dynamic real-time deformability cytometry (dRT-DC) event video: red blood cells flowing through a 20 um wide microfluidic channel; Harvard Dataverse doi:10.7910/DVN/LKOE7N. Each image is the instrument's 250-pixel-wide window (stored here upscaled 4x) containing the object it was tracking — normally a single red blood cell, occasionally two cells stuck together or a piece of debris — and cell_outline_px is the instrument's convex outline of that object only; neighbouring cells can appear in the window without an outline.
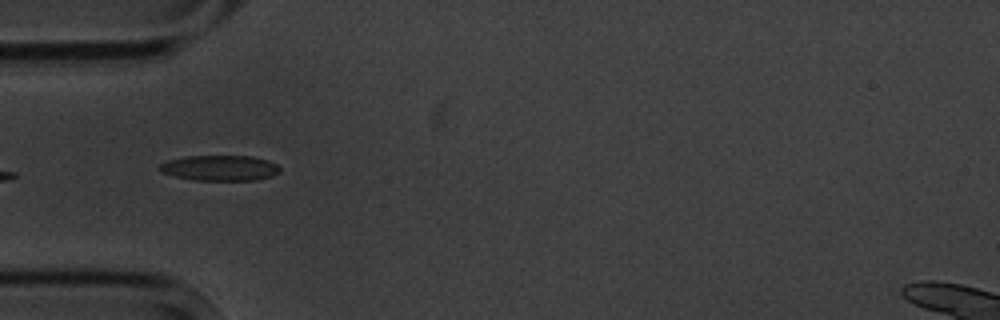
{"species": "common noctule bat (a hibernating species)", "species_latin": "Nyctalus noctula", "temperature_condition": "cold", "stored_images_in_passage": 11, "camera_frame_rate_fps": 3000, "um_per_image_px": 0.085, "animal": {"sex": "male", "body_mass_g": 20.1, "forearm_length_mm": 53.5}, "frame": {"image": 1, "passage_image": 5, "time_ms": 5.333, "image_size_px": [1000, 320], "cell_outline_px": [[280, 172], [272, 176], [256, 180], [196, 180], [176, 176], [160, 172], [156, 168], [160, 164], [168, 160], [188, 156], [252, 156], [268, 160], [276, 164], [280, 168]], "centroid_in_image_um": [18.69, 14.27], "position_along_channel_um": 66.3, "area_um2": 17.86}}
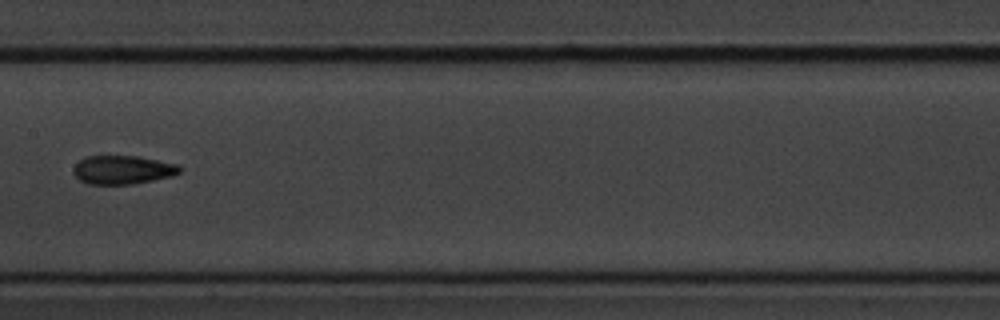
{"frame": {"image": 2, "passage_image": 8, "time_ms": 9.0, "image_size_px": [1000, 320], "cell_outline_px": [[180, 172], [172, 176], [132, 184], [88, 184], [80, 180], [72, 172], [72, 168], [80, 160], [88, 156], [136, 156], [176, 164], [180, 168]], "centroid_in_image_um": [10.38, 14.44], "position_along_channel_um": 197.0, "area_um2": 17.51}}
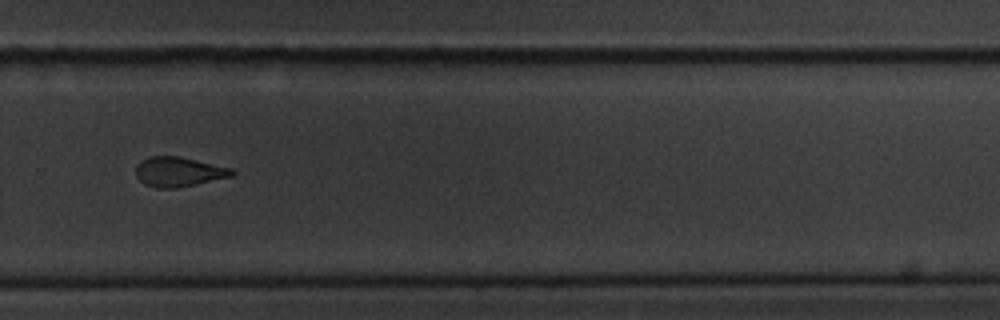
{"frame": {"image": 3, "passage_image": 11, "time_ms": 12.333, "image_size_px": [1000, 320], "cell_outline_px": [[236, 172], [232, 176], [176, 188], [156, 188], [144, 184], [136, 176], [136, 164], [140, 160], [148, 156], [180, 156], [232, 168]], "centroid_in_image_um": [15.16, 14.59], "position_along_channel_um": 314.6, "area_um2": 16.7}}